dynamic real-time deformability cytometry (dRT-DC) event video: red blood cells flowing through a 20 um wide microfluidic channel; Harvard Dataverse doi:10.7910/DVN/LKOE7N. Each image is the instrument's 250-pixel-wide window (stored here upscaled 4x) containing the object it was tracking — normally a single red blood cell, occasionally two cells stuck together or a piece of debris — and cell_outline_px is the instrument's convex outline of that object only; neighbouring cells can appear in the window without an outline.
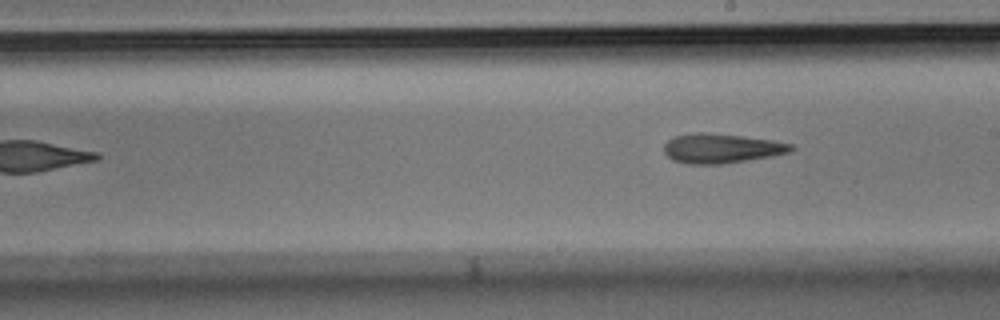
{"species": "Egyptian fruit bat (a non-hibernating species)", "species_latin": "Rousettus aegyptiacus", "temperature_condition": "room temperature", "stored_images_in_passage": 9, "camera_frame_rate_fps": 3000, "um_per_image_px": 0.085, "animal": {"sex": "male"}, "frame": {"image": 1, "passage_image": 9, "time_ms": 2.667, "image_size_px": [1000, 320], "cell_outline_px": [[796, 148], [792, 152], [772, 156], [748, 160], [720, 164], [688, 164], [672, 160], [664, 152], [664, 144], [668, 140], [676, 136], [696, 132], [704, 132], [740, 136], [772, 140], [792, 144]], "centroid_in_image_um": [61.33, 12.62], "position_along_channel_um": 227.7, "area_um2": 21.85}}